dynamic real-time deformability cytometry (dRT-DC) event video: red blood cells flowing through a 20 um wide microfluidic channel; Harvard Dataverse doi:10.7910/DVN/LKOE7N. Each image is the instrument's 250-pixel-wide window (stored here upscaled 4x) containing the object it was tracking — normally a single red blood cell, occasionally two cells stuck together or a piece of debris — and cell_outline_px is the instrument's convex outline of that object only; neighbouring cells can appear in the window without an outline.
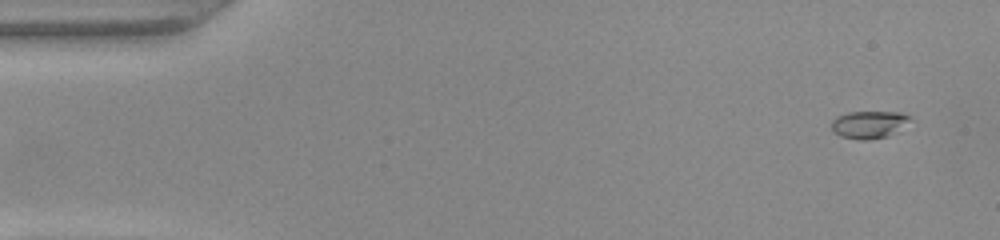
{"species": "common noctule bat (a hibernating species)", "species_latin": "Nyctalus noctula", "temperature_condition": "warm", "stored_images_in_passage": 51, "camera_frame_rate_fps": 3000, "um_per_image_px": 0.085, "animal": {"sex": "female", "body_mass_g": 22.0, "forearm_length_mm": 56.7}, "frame": {"image": 1, "passage_image": 3, "time_ms": 0.667, "image_size_px": [1000, 240], "cell_outline_px": [[912, 120], [888, 136], [868, 140], [856, 140], [840, 136], [832, 128], [832, 120], [836, 116], [848, 112], [900, 112], [912, 116]], "centroid_in_image_um": [73.87, 10.58], "position_along_channel_um": 11.1, "area_um2": 12.6}}
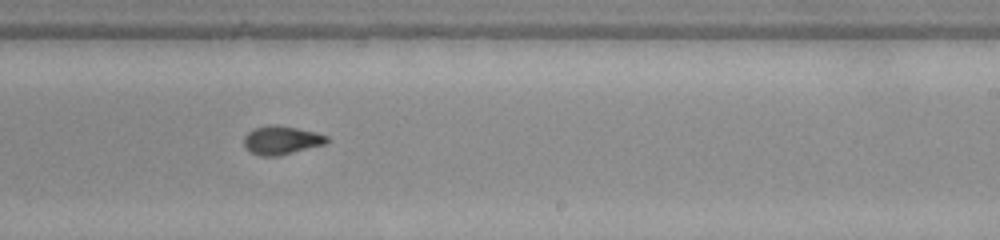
{"frame": {"image": 2, "passage_image": 31, "time_ms": 10.0, "image_size_px": [1000, 240], "cell_outline_px": [[328, 144], [280, 156], [260, 156], [252, 152], [244, 144], [244, 136], [248, 132], [256, 128], [272, 124], [276, 124], [316, 132], [328, 136]], "centroid_in_image_um": [23.98, 11.92], "position_along_channel_um": 265.0, "area_um2": 13.87}}
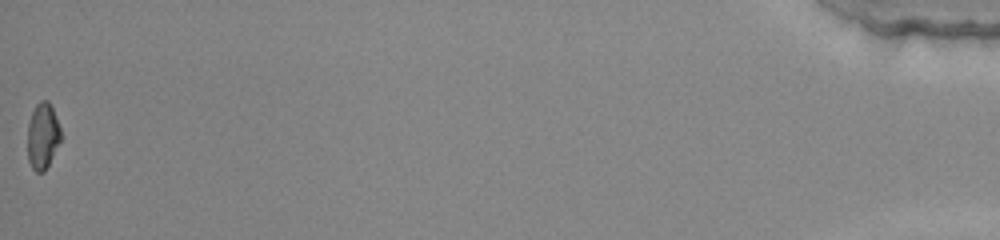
{"frame": {"image": 3, "passage_image": 51, "time_ms": 16.667, "image_size_px": [1000, 240], "cell_outline_px": [[64, 136], [44, 172], [36, 172], [32, 168], [28, 160], [28, 124], [32, 112], [36, 104], [40, 100], [48, 100], [52, 108]], "centroid_in_image_um": [3.65, 11.56], "position_along_channel_um": 431.5, "area_um2": 13.01}, "authors_computed_cell_mechanics": {"area_um2": 13.4674, "velocity_mm_per_s": 4.0509, "shape_relaxation_time_tau1_ms": null, "shape_relaxation_time_tau2_ms": 1.0989, "deformation_change_tau1": null, "deformation_change_tau2": 0.0654}}